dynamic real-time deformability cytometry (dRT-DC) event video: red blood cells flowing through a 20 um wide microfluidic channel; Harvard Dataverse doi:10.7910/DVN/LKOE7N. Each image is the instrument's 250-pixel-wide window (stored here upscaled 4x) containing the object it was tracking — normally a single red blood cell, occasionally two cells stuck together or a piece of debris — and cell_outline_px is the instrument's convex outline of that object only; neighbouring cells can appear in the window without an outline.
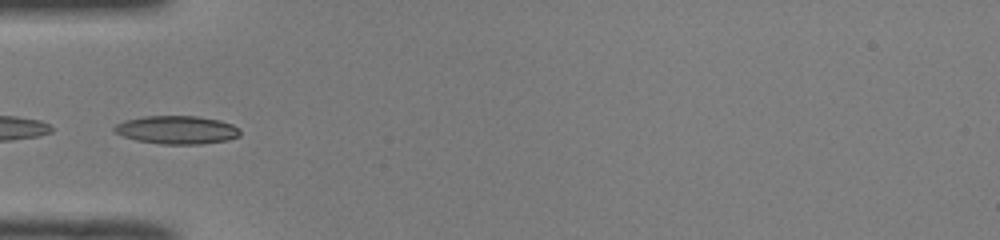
{"species": "common noctule bat (a hibernating species)", "species_latin": "Nyctalus noctula", "temperature_condition": "room temperature", "stored_images_in_passage": 14, "camera_frame_rate_fps": 3000, "um_per_image_px": 0.085, "animal": {"sex": "male", "body_mass_g": 19.0, "forearm_length_mm": 50.8}, "frame": {"image": 1, "passage_image": 1, "time_ms": 0.0, "image_size_px": [1000, 240], "cell_outline_px": [[240, 136], [228, 140], [200, 144], [160, 144], [136, 140], [124, 136], [116, 132], [112, 128], [116, 124], [124, 120], [144, 116], [196, 116], [220, 120], [232, 124], [240, 128]], "centroid_in_image_um": [15.05, 11.04], "position_along_channel_um": 69.9, "area_um2": 20.75}}
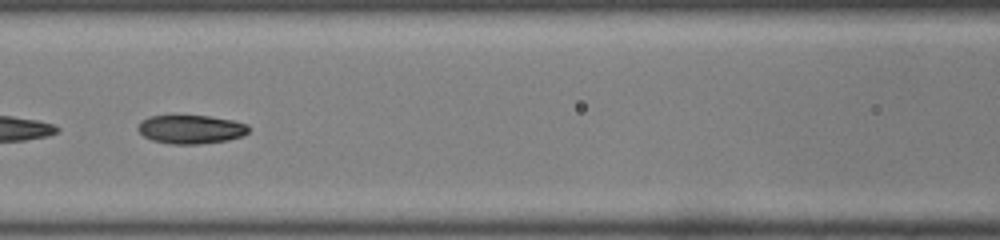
{"frame": {"image": 2, "passage_image": 7, "time_ms": 2.0, "image_size_px": [1000, 240], "cell_outline_px": [[248, 132], [244, 136], [228, 140], [200, 144], [172, 144], [152, 140], [144, 136], [136, 128], [140, 120], [148, 116], [208, 116], [232, 120], [248, 124]], "centroid_in_image_um": [16.22, 10.99], "position_along_channel_um": 150.4, "area_um2": 18.55}}